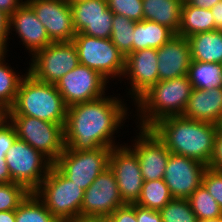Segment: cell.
Returning a JSON list of instances; mask_svg holds the SVG:
<instances>
[{
    "mask_svg": "<svg viewBox=\"0 0 222 222\" xmlns=\"http://www.w3.org/2000/svg\"><path fill=\"white\" fill-rule=\"evenodd\" d=\"M121 101L103 96L68 107L64 125L65 147L71 150L117 147L113 135L128 114V108Z\"/></svg>",
    "mask_w": 222,
    "mask_h": 222,
    "instance_id": "6da1fadb",
    "label": "cell"
},
{
    "mask_svg": "<svg viewBox=\"0 0 222 222\" xmlns=\"http://www.w3.org/2000/svg\"><path fill=\"white\" fill-rule=\"evenodd\" d=\"M219 125L181 115L158 120L150 129L173 154L209 165Z\"/></svg>",
    "mask_w": 222,
    "mask_h": 222,
    "instance_id": "7a4b0ae2",
    "label": "cell"
},
{
    "mask_svg": "<svg viewBox=\"0 0 222 222\" xmlns=\"http://www.w3.org/2000/svg\"><path fill=\"white\" fill-rule=\"evenodd\" d=\"M67 108L55 84L41 82L27 72L5 116H30L64 126Z\"/></svg>",
    "mask_w": 222,
    "mask_h": 222,
    "instance_id": "3957f363",
    "label": "cell"
},
{
    "mask_svg": "<svg viewBox=\"0 0 222 222\" xmlns=\"http://www.w3.org/2000/svg\"><path fill=\"white\" fill-rule=\"evenodd\" d=\"M192 89L187 75L158 81L135 102L141 120L137 126L150 128L162 118L182 115Z\"/></svg>",
    "mask_w": 222,
    "mask_h": 222,
    "instance_id": "277c9868",
    "label": "cell"
},
{
    "mask_svg": "<svg viewBox=\"0 0 222 222\" xmlns=\"http://www.w3.org/2000/svg\"><path fill=\"white\" fill-rule=\"evenodd\" d=\"M34 193L59 222L81 217L84 190L67 179L54 165Z\"/></svg>",
    "mask_w": 222,
    "mask_h": 222,
    "instance_id": "5b68a950",
    "label": "cell"
},
{
    "mask_svg": "<svg viewBox=\"0 0 222 222\" xmlns=\"http://www.w3.org/2000/svg\"><path fill=\"white\" fill-rule=\"evenodd\" d=\"M17 138L41 152L53 164L65 149L64 126L30 116H5Z\"/></svg>",
    "mask_w": 222,
    "mask_h": 222,
    "instance_id": "8992f818",
    "label": "cell"
},
{
    "mask_svg": "<svg viewBox=\"0 0 222 222\" xmlns=\"http://www.w3.org/2000/svg\"><path fill=\"white\" fill-rule=\"evenodd\" d=\"M78 53L79 63L97 71L107 80L121 77L125 70V55L109 39L76 33L72 40Z\"/></svg>",
    "mask_w": 222,
    "mask_h": 222,
    "instance_id": "52a82bcc",
    "label": "cell"
},
{
    "mask_svg": "<svg viewBox=\"0 0 222 222\" xmlns=\"http://www.w3.org/2000/svg\"><path fill=\"white\" fill-rule=\"evenodd\" d=\"M111 149L99 147L94 150H71L65 147L53 165L85 191L109 167Z\"/></svg>",
    "mask_w": 222,
    "mask_h": 222,
    "instance_id": "ba28073f",
    "label": "cell"
},
{
    "mask_svg": "<svg viewBox=\"0 0 222 222\" xmlns=\"http://www.w3.org/2000/svg\"><path fill=\"white\" fill-rule=\"evenodd\" d=\"M11 182L34 192L48 174L53 163L27 142L16 139L6 154Z\"/></svg>",
    "mask_w": 222,
    "mask_h": 222,
    "instance_id": "9c48e42d",
    "label": "cell"
},
{
    "mask_svg": "<svg viewBox=\"0 0 222 222\" xmlns=\"http://www.w3.org/2000/svg\"><path fill=\"white\" fill-rule=\"evenodd\" d=\"M29 64L28 73L35 79L56 84L80 63L73 42H54L36 52Z\"/></svg>",
    "mask_w": 222,
    "mask_h": 222,
    "instance_id": "30bf717a",
    "label": "cell"
},
{
    "mask_svg": "<svg viewBox=\"0 0 222 222\" xmlns=\"http://www.w3.org/2000/svg\"><path fill=\"white\" fill-rule=\"evenodd\" d=\"M107 83L109 80L107 81L100 73L79 64L61 77L55 86L67 107H70L105 96Z\"/></svg>",
    "mask_w": 222,
    "mask_h": 222,
    "instance_id": "8fae6325",
    "label": "cell"
},
{
    "mask_svg": "<svg viewBox=\"0 0 222 222\" xmlns=\"http://www.w3.org/2000/svg\"><path fill=\"white\" fill-rule=\"evenodd\" d=\"M124 204L114 173L108 167L84 191L81 217L107 219Z\"/></svg>",
    "mask_w": 222,
    "mask_h": 222,
    "instance_id": "7c38bea8",
    "label": "cell"
},
{
    "mask_svg": "<svg viewBox=\"0 0 222 222\" xmlns=\"http://www.w3.org/2000/svg\"><path fill=\"white\" fill-rule=\"evenodd\" d=\"M113 147L109 168L113 171L120 195L125 203H136L143 187V177L136 153L131 146Z\"/></svg>",
    "mask_w": 222,
    "mask_h": 222,
    "instance_id": "4fadbf2b",
    "label": "cell"
},
{
    "mask_svg": "<svg viewBox=\"0 0 222 222\" xmlns=\"http://www.w3.org/2000/svg\"><path fill=\"white\" fill-rule=\"evenodd\" d=\"M207 167L195 159L170 153L163 179L172 197L188 199L202 185Z\"/></svg>",
    "mask_w": 222,
    "mask_h": 222,
    "instance_id": "5bb4252c",
    "label": "cell"
},
{
    "mask_svg": "<svg viewBox=\"0 0 222 222\" xmlns=\"http://www.w3.org/2000/svg\"><path fill=\"white\" fill-rule=\"evenodd\" d=\"M25 2L45 26L53 43L72 42L76 32L70 4L65 0H26Z\"/></svg>",
    "mask_w": 222,
    "mask_h": 222,
    "instance_id": "9a60e30c",
    "label": "cell"
},
{
    "mask_svg": "<svg viewBox=\"0 0 222 222\" xmlns=\"http://www.w3.org/2000/svg\"><path fill=\"white\" fill-rule=\"evenodd\" d=\"M76 33L96 38L109 39L114 13L107 0H83L70 5Z\"/></svg>",
    "mask_w": 222,
    "mask_h": 222,
    "instance_id": "2e32d148",
    "label": "cell"
},
{
    "mask_svg": "<svg viewBox=\"0 0 222 222\" xmlns=\"http://www.w3.org/2000/svg\"><path fill=\"white\" fill-rule=\"evenodd\" d=\"M139 129V136L131 149L137 155L143 180L163 179L171 152L150 128Z\"/></svg>",
    "mask_w": 222,
    "mask_h": 222,
    "instance_id": "e0dca14e",
    "label": "cell"
},
{
    "mask_svg": "<svg viewBox=\"0 0 222 222\" xmlns=\"http://www.w3.org/2000/svg\"><path fill=\"white\" fill-rule=\"evenodd\" d=\"M157 49L137 50L126 56L123 76L130 80L129 92L136 102L146 91L158 81ZM127 75V76H126Z\"/></svg>",
    "mask_w": 222,
    "mask_h": 222,
    "instance_id": "ac0fdd59",
    "label": "cell"
},
{
    "mask_svg": "<svg viewBox=\"0 0 222 222\" xmlns=\"http://www.w3.org/2000/svg\"><path fill=\"white\" fill-rule=\"evenodd\" d=\"M159 81L188 74L192 58L188 39L175 34L157 49Z\"/></svg>",
    "mask_w": 222,
    "mask_h": 222,
    "instance_id": "d6986e66",
    "label": "cell"
},
{
    "mask_svg": "<svg viewBox=\"0 0 222 222\" xmlns=\"http://www.w3.org/2000/svg\"><path fill=\"white\" fill-rule=\"evenodd\" d=\"M11 30L16 31L15 33L21 38L27 50H30L29 53L32 56L53 43L45 26L26 2L9 16V31Z\"/></svg>",
    "mask_w": 222,
    "mask_h": 222,
    "instance_id": "ffe728a7",
    "label": "cell"
},
{
    "mask_svg": "<svg viewBox=\"0 0 222 222\" xmlns=\"http://www.w3.org/2000/svg\"><path fill=\"white\" fill-rule=\"evenodd\" d=\"M181 116L219 125L222 120V87L193 88Z\"/></svg>",
    "mask_w": 222,
    "mask_h": 222,
    "instance_id": "44dd1931",
    "label": "cell"
},
{
    "mask_svg": "<svg viewBox=\"0 0 222 222\" xmlns=\"http://www.w3.org/2000/svg\"><path fill=\"white\" fill-rule=\"evenodd\" d=\"M143 20L154 21L167 26L175 34L181 24L183 0H142Z\"/></svg>",
    "mask_w": 222,
    "mask_h": 222,
    "instance_id": "7402d4cb",
    "label": "cell"
},
{
    "mask_svg": "<svg viewBox=\"0 0 222 222\" xmlns=\"http://www.w3.org/2000/svg\"><path fill=\"white\" fill-rule=\"evenodd\" d=\"M187 39L192 60L222 64V30L197 33Z\"/></svg>",
    "mask_w": 222,
    "mask_h": 222,
    "instance_id": "603a6c76",
    "label": "cell"
},
{
    "mask_svg": "<svg viewBox=\"0 0 222 222\" xmlns=\"http://www.w3.org/2000/svg\"><path fill=\"white\" fill-rule=\"evenodd\" d=\"M133 36V52L141 49H159L175 33L167 26L150 20L135 22Z\"/></svg>",
    "mask_w": 222,
    "mask_h": 222,
    "instance_id": "cb8c5ba5",
    "label": "cell"
},
{
    "mask_svg": "<svg viewBox=\"0 0 222 222\" xmlns=\"http://www.w3.org/2000/svg\"><path fill=\"white\" fill-rule=\"evenodd\" d=\"M215 30L211 9L190 5L186 0L182 3L181 24L178 35L188 38L197 33Z\"/></svg>",
    "mask_w": 222,
    "mask_h": 222,
    "instance_id": "d4e9b609",
    "label": "cell"
},
{
    "mask_svg": "<svg viewBox=\"0 0 222 222\" xmlns=\"http://www.w3.org/2000/svg\"><path fill=\"white\" fill-rule=\"evenodd\" d=\"M187 76L194 89L222 87V64L192 60Z\"/></svg>",
    "mask_w": 222,
    "mask_h": 222,
    "instance_id": "484cf974",
    "label": "cell"
},
{
    "mask_svg": "<svg viewBox=\"0 0 222 222\" xmlns=\"http://www.w3.org/2000/svg\"><path fill=\"white\" fill-rule=\"evenodd\" d=\"M0 52V110L6 112L14 104L23 75L14 72L5 62V54ZM7 65V66H6Z\"/></svg>",
    "mask_w": 222,
    "mask_h": 222,
    "instance_id": "4316f807",
    "label": "cell"
},
{
    "mask_svg": "<svg viewBox=\"0 0 222 222\" xmlns=\"http://www.w3.org/2000/svg\"><path fill=\"white\" fill-rule=\"evenodd\" d=\"M173 199L164 179L144 181L141 195L135 204L160 211Z\"/></svg>",
    "mask_w": 222,
    "mask_h": 222,
    "instance_id": "83f0119b",
    "label": "cell"
},
{
    "mask_svg": "<svg viewBox=\"0 0 222 222\" xmlns=\"http://www.w3.org/2000/svg\"><path fill=\"white\" fill-rule=\"evenodd\" d=\"M15 222H59L34 192L15 210Z\"/></svg>",
    "mask_w": 222,
    "mask_h": 222,
    "instance_id": "f1b7e54d",
    "label": "cell"
},
{
    "mask_svg": "<svg viewBox=\"0 0 222 222\" xmlns=\"http://www.w3.org/2000/svg\"><path fill=\"white\" fill-rule=\"evenodd\" d=\"M134 26L135 21L123 15H113L110 40L125 57L133 52Z\"/></svg>",
    "mask_w": 222,
    "mask_h": 222,
    "instance_id": "f546056e",
    "label": "cell"
},
{
    "mask_svg": "<svg viewBox=\"0 0 222 222\" xmlns=\"http://www.w3.org/2000/svg\"><path fill=\"white\" fill-rule=\"evenodd\" d=\"M192 211L198 220L216 219L222 217V208L203 185L198 187L188 198Z\"/></svg>",
    "mask_w": 222,
    "mask_h": 222,
    "instance_id": "4dcf8cb0",
    "label": "cell"
},
{
    "mask_svg": "<svg viewBox=\"0 0 222 222\" xmlns=\"http://www.w3.org/2000/svg\"><path fill=\"white\" fill-rule=\"evenodd\" d=\"M162 222H197L188 199L173 198L160 210Z\"/></svg>",
    "mask_w": 222,
    "mask_h": 222,
    "instance_id": "1f68e13d",
    "label": "cell"
},
{
    "mask_svg": "<svg viewBox=\"0 0 222 222\" xmlns=\"http://www.w3.org/2000/svg\"><path fill=\"white\" fill-rule=\"evenodd\" d=\"M29 193L18 183L0 184V211L16 210Z\"/></svg>",
    "mask_w": 222,
    "mask_h": 222,
    "instance_id": "d6a6232c",
    "label": "cell"
},
{
    "mask_svg": "<svg viewBox=\"0 0 222 222\" xmlns=\"http://www.w3.org/2000/svg\"><path fill=\"white\" fill-rule=\"evenodd\" d=\"M108 8L118 15H123L132 21L143 20L142 0H107Z\"/></svg>",
    "mask_w": 222,
    "mask_h": 222,
    "instance_id": "836d02e7",
    "label": "cell"
},
{
    "mask_svg": "<svg viewBox=\"0 0 222 222\" xmlns=\"http://www.w3.org/2000/svg\"><path fill=\"white\" fill-rule=\"evenodd\" d=\"M202 185L222 208V171L207 167Z\"/></svg>",
    "mask_w": 222,
    "mask_h": 222,
    "instance_id": "e575fe53",
    "label": "cell"
},
{
    "mask_svg": "<svg viewBox=\"0 0 222 222\" xmlns=\"http://www.w3.org/2000/svg\"><path fill=\"white\" fill-rule=\"evenodd\" d=\"M16 139L17 135L14 126L4 117L0 121V151L7 154Z\"/></svg>",
    "mask_w": 222,
    "mask_h": 222,
    "instance_id": "d590c367",
    "label": "cell"
},
{
    "mask_svg": "<svg viewBox=\"0 0 222 222\" xmlns=\"http://www.w3.org/2000/svg\"><path fill=\"white\" fill-rule=\"evenodd\" d=\"M109 222H137L136 204H124L118 207L108 218Z\"/></svg>",
    "mask_w": 222,
    "mask_h": 222,
    "instance_id": "8d00e7d4",
    "label": "cell"
},
{
    "mask_svg": "<svg viewBox=\"0 0 222 222\" xmlns=\"http://www.w3.org/2000/svg\"><path fill=\"white\" fill-rule=\"evenodd\" d=\"M208 167L214 170L222 171V130L220 128H218L214 152Z\"/></svg>",
    "mask_w": 222,
    "mask_h": 222,
    "instance_id": "74e56055",
    "label": "cell"
},
{
    "mask_svg": "<svg viewBox=\"0 0 222 222\" xmlns=\"http://www.w3.org/2000/svg\"><path fill=\"white\" fill-rule=\"evenodd\" d=\"M137 222H162L160 211L141 207L136 204Z\"/></svg>",
    "mask_w": 222,
    "mask_h": 222,
    "instance_id": "f35d334b",
    "label": "cell"
},
{
    "mask_svg": "<svg viewBox=\"0 0 222 222\" xmlns=\"http://www.w3.org/2000/svg\"><path fill=\"white\" fill-rule=\"evenodd\" d=\"M9 31V16L0 11V52H7V41L10 35Z\"/></svg>",
    "mask_w": 222,
    "mask_h": 222,
    "instance_id": "ab89813d",
    "label": "cell"
},
{
    "mask_svg": "<svg viewBox=\"0 0 222 222\" xmlns=\"http://www.w3.org/2000/svg\"><path fill=\"white\" fill-rule=\"evenodd\" d=\"M24 2L23 0H0V11L10 16Z\"/></svg>",
    "mask_w": 222,
    "mask_h": 222,
    "instance_id": "60d3db41",
    "label": "cell"
},
{
    "mask_svg": "<svg viewBox=\"0 0 222 222\" xmlns=\"http://www.w3.org/2000/svg\"><path fill=\"white\" fill-rule=\"evenodd\" d=\"M6 154L0 151V184H7L11 182V175L6 164Z\"/></svg>",
    "mask_w": 222,
    "mask_h": 222,
    "instance_id": "b9f144b4",
    "label": "cell"
},
{
    "mask_svg": "<svg viewBox=\"0 0 222 222\" xmlns=\"http://www.w3.org/2000/svg\"><path fill=\"white\" fill-rule=\"evenodd\" d=\"M211 12L214 18L215 30H222V1L216 3Z\"/></svg>",
    "mask_w": 222,
    "mask_h": 222,
    "instance_id": "7bdbcfd3",
    "label": "cell"
},
{
    "mask_svg": "<svg viewBox=\"0 0 222 222\" xmlns=\"http://www.w3.org/2000/svg\"><path fill=\"white\" fill-rule=\"evenodd\" d=\"M190 5L195 7L211 9L216 3L222 0H186Z\"/></svg>",
    "mask_w": 222,
    "mask_h": 222,
    "instance_id": "ee69618b",
    "label": "cell"
},
{
    "mask_svg": "<svg viewBox=\"0 0 222 222\" xmlns=\"http://www.w3.org/2000/svg\"><path fill=\"white\" fill-rule=\"evenodd\" d=\"M0 222H15V210L0 211Z\"/></svg>",
    "mask_w": 222,
    "mask_h": 222,
    "instance_id": "f6af8a7d",
    "label": "cell"
},
{
    "mask_svg": "<svg viewBox=\"0 0 222 222\" xmlns=\"http://www.w3.org/2000/svg\"><path fill=\"white\" fill-rule=\"evenodd\" d=\"M68 222H106V219L79 217V218H76V219L68 221Z\"/></svg>",
    "mask_w": 222,
    "mask_h": 222,
    "instance_id": "bcb514c9",
    "label": "cell"
},
{
    "mask_svg": "<svg viewBox=\"0 0 222 222\" xmlns=\"http://www.w3.org/2000/svg\"><path fill=\"white\" fill-rule=\"evenodd\" d=\"M197 222H220V218L208 219V220H197Z\"/></svg>",
    "mask_w": 222,
    "mask_h": 222,
    "instance_id": "7dc6e473",
    "label": "cell"
},
{
    "mask_svg": "<svg viewBox=\"0 0 222 222\" xmlns=\"http://www.w3.org/2000/svg\"><path fill=\"white\" fill-rule=\"evenodd\" d=\"M68 4H73L75 2H78V1H83V0H65Z\"/></svg>",
    "mask_w": 222,
    "mask_h": 222,
    "instance_id": "c3c4849f",
    "label": "cell"
},
{
    "mask_svg": "<svg viewBox=\"0 0 222 222\" xmlns=\"http://www.w3.org/2000/svg\"><path fill=\"white\" fill-rule=\"evenodd\" d=\"M5 117V112L0 110V121Z\"/></svg>",
    "mask_w": 222,
    "mask_h": 222,
    "instance_id": "681fc988",
    "label": "cell"
},
{
    "mask_svg": "<svg viewBox=\"0 0 222 222\" xmlns=\"http://www.w3.org/2000/svg\"><path fill=\"white\" fill-rule=\"evenodd\" d=\"M219 128L222 130V120H221V122L219 124Z\"/></svg>",
    "mask_w": 222,
    "mask_h": 222,
    "instance_id": "f907efd6",
    "label": "cell"
}]
</instances>
